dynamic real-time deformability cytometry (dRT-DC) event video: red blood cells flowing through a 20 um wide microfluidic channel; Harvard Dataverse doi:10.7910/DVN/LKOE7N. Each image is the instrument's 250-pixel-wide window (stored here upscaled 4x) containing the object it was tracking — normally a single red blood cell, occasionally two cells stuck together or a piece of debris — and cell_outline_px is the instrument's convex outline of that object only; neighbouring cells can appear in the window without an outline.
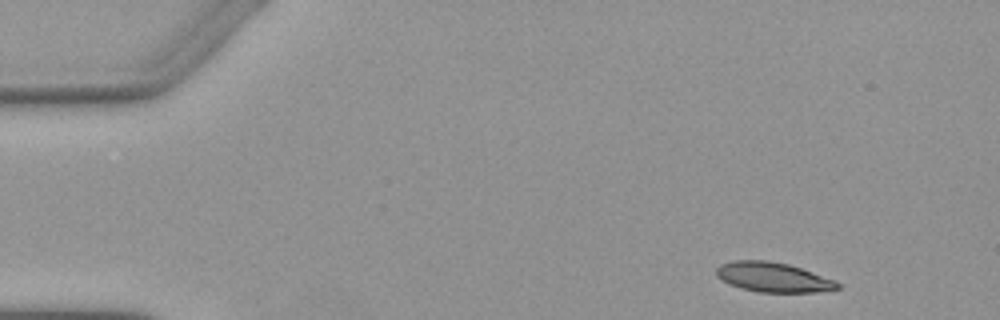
{"species": "Egyptian fruit bat (a non-hibernating species)", "species_latin": "Rousettus aegyptiacus", "temperature_condition": "warm", "stored_images_in_passage": 3, "camera_frame_rate_fps": 3000, "um_per_image_px": 0.085, "animal": {"sex": "female"}, "frame": {"image": 1, "passage_image": 1, "time_ms": 0.0, "image_size_px": [1000, 320], "cell_outline_px": [[840, 288], [816, 292], [760, 292], [740, 288], [728, 284], [716, 276], [716, 268], [720, 264], [732, 260], [768, 260], [788, 264], [836, 280], [840, 284]], "centroid_in_image_um": [65.68, 23.56], "position_along_channel_um": 19.3, "area_um2": 21.04}}
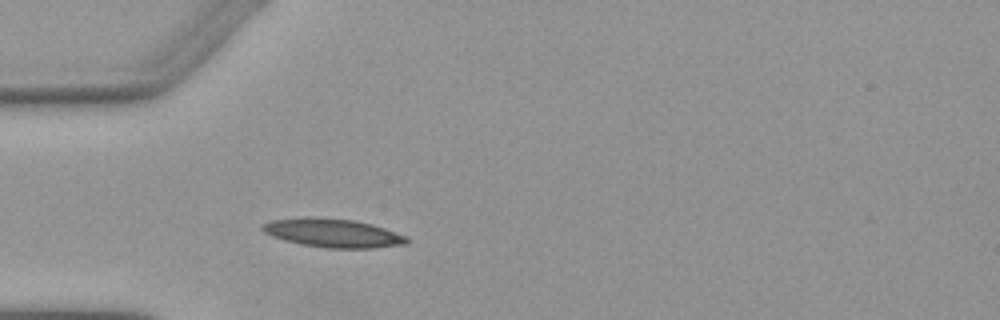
{"frame": {"image": 2, "passage_image": 3, "time_ms": 3.333, "image_size_px": [1000, 320], "cell_outline_px": [[408, 240], [404, 244], [372, 248], [328, 248], [304, 244], [284, 240], [272, 236], [264, 232], [260, 228], [260, 224], [272, 220], [304, 216], [356, 220], [372, 224], [408, 236]], "centroid_in_image_um": [28.26, 19.79], "position_along_channel_um": 56.7, "area_um2": 24.1}}